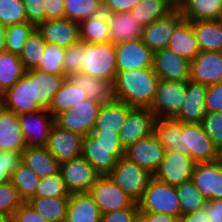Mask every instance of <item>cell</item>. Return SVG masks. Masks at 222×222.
<instances>
[{
  "label": "cell",
  "instance_id": "6da1fadb",
  "mask_svg": "<svg viewBox=\"0 0 222 222\" xmlns=\"http://www.w3.org/2000/svg\"><path fill=\"white\" fill-rule=\"evenodd\" d=\"M153 133L165 151L188 154L196 163L222 158L219 148L205 133L201 123H182L172 117L155 118Z\"/></svg>",
  "mask_w": 222,
  "mask_h": 222
},
{
  "label": "cell",
  "instance_id": "7a4b0ae2",
  "mask_svg": "<svg viewBox=\"0 0 222 222\" xmlns=\"http://www.w3.org/2000/svg\"><path fill=\"white\" fill-rule=\"evenodd\" d=\"M158 82L153 68L117 71L114 80L116 98L131 107L149 108Z\"/></svg>",
  "mask_w": 222,
  "mask_h": 222
},
{
  "label": "cell",
  "instance_id": "3957f363",
  "mask_svg": "<svg viewBox=\"0 0 222 222\" xmlns=\"http://www.w3.org/2000/svg\"><path fill=\"white\" fill-rule=\"evenodd\" d=\"M119 132L92 130L83 138L81 156L100 174H109L117 160L124 157Z\"/></svg>",
  "mask_w": 222,
  "mask_h": 222
},
{
  "label": "cell",
  "instance_id": "277c9868",
  "mask_svg": "<svg viewBox=\"0 0 222 222\" xmlns=\"http://www.w3.org/2000/svg\"><path fill=\"white\" fill-rule=\"evenodd\" d=\"M115 44L84 43L81 72L104 80H115L117 74Z\"/></svg>",
  "mask_w": 222,
  "mask_h": 222
},
{
  "label": "cell",
  "instance_id": "5b68a950",
  "mask_svg": "<svg viewBox=\"0 0 222 222\" xmlns=\"http://www.w3.org/2000/svg\"><path fill=\"white\" fill-rule=\"evenodd\" d=\"M139 212L168 214L181 218V208L175 186L151 177L141 199L137 202Z\"/></svg>",
  "mask_w": 222,
  "mask_h": 222
},
{
  "label": "cell",
  "instance_id": "8992f818",
  "mask_svg": "<svg viewBox=\"0 0 222 222\" xmlns=\"http://www.w3.org/2000/svg\"><path fill=\"white\" fill-rule=\"evenodd\" d=\"M89 194L102 214L129 207H138V203L126 194L109 174L99 175Z\"/></svg>",
  "mask_w": 222,
  "mask_h": 222
},
{
  "label": "cell",
  "instance_id": "52a82bcc",
  "mask_svg": "<svg viewBox=\"0 0 222 222\" xmlns=\"http://www.w3.org/2000/svg\"><path fill=\"white\" fill-rule=\"evenodd\" d=\"M109 175L136 202L141 199L148 181L152 177L145 169L131 162L126 157L117 160Z\"/></svg>",
  "mask_w": 222,
  "mask_h": 222
},
{
  "label": "cell",
  "instance_id": "ba28073f",
  "mask_svg": "<svg viewBox=\"0 0 222 222\" xmlns=\"http://www.w3.org/2000/svg\"><path fill=\"white\" fill-rule=\"evenodd\" d=\"M186 82L159 80L149 109L155 118H174L185 101Z\"/></svg>",
  "mask_w": 222,
  "mask_h": 222
},
{
  "label": "cell",
  "instance_id": "9c48e42d",
  "mask_svg": "<svg viewBox=\"0 0 222 222\" xmlns=\"http://www.w3.org/2000/svg\"><path fill=\"white\" fill-rule=\"evenodd\" d=\"M101 105V103L91 99H85L79 105L57 115L55 124L62 129L85 137L92 132Z\"/></svg>",
  "mask_w": 222,
  "mask_h": 222
},
{
  "label": "cell",
  "instance_id": "30bf717a",
  "mask_svg": "<svg viewBox=\"0 0 222 222\" xmlns=\"http://www.w3.org/2000/svg\"><path fill=\"white\" fill-rule=\"evenodd\" d=\"M59 172L70 194L88 193L100 175L82 156L61 163Z\"/></svg>",
  "mask_w": 222,
  "mask_h": 222
},
{
  "label": "cell",
  "instance_id": "8fae6325",
  "mask_svg": "<svg viewBox=\"0 0 222 222\" xmlns=\"http://www.w3.org/2000/svg\"><path fill=\"white\" fill-rule=\"evenodd\" d=\"M196 162L178 151H165L164 159L152 177L163 183L177 186L192 178Z\"/></svg>",
  "mask_w": 222,
  "mask_h": 222
},
{
  "label": "cell",
  "instance_id": "7c38bea8",
  "mask_svg": "<svg viewBox=\"0 0 222 222\" xmlns=\"http://www.w3.org/2000/svg\"><path fill=\"white\" fill-rule=\"evenodd\" d=\"M26 147H45L55 118L47 109L18 115Z\"/></svg>",
  "mask_w": 222,
  "mask_h": 222
},
{
  "label": "cell",
  "instance_id": "4fadbf2b",
  "mask_svg": "<svg viewBox=\"0 0 222 222\" xmlns=\"http://www.w3.org/2000/svg\"><path fill=\"white\" fill-rule=\"evenodd\" d=\"M183 20L182 11L175 8L167 16L144 26L140 39L152 52L165 49L175 29Z\"/></svg>",
  "mask_w": 222,
  "mask_h": 222
},
{
  "label": "cell",
  "instance_id": "5bb4252c",
  "mask_svg": "<svg viewBox=\"0 0 222 222\" xmlns=\"http://www.w3.org/2000/svg\"><path fill=\"white\" fill-rule=\"evenodd\" d=\"M164 154V146L151 133L126 148L124 157L153 175L164 159Z\"/></svg>",
  "mask_w": 222,
  "mask_h": 222
},
{
  "label": "cell",
  "instance_id": "9a60e30c",
  "mask_svg": "<svg viewBox=\"0 0 222 222\" xmlns=\"http://www.w3.org/2000/svg\"><path fill=\"white\" fill-rule=\"evenodd\" d=\"M84 136L60 128L54 124L50 129L46 148L54 155L59 164L81 156Z\"/></svg>",
  "mask_w": 222,
  "mask_h": 222
},
{
  "label": "cell",
  "instance_id": "2e32d148",
  "mask_svg": "<svg viewBox=\"0 0 222 222\" xmlns=\"http://www.w3.org/2000/svg\"><path fill=\"white\" fill-rule=\"evenodd\" d=\"M191 179L207 201L222 199V158L196 163Z\"/></svg>",
  "mask_w": 222,
  "mask_h": 222
},
{
  "label": "cell",
  "instance_id": "e0dca14e",
  "mask_svg": "<svg viewBox=\"0 0 222 222\" xmlns=\"http://www.w3.org/2000/svg\"><path fill=\"white\" fill-rule=\"evenodd\" d=\"M117 71L152 68L153 52L138 38L115 44Z\"/></svg>",
  "mask_w": 222,
  "mask_h": 222
},
{
  "label": "cell",
  "instance_id": "ac0fdd59",
  "mask_svg": "<svg viewBox=\"0 0 222 222\" xmlns=\"http://www.w3.org/2000/svg\"><path fill=\"white\" fill-rule=\"evenodd\" d=\"M155 116L149 108L132 107L119 131L124 149L153 133Z\"/></svg>",
  "mask_w": 222,
  "mask_h": 222
},
{
  "label": "cell",
  "instance_id": "d6986e66",
  "mask_svg": "<svg viewBox=\"0 0 222 222\" xmlns=\"http://www.w3.org/2000/svg\"><path fill=\"white\" fill-rule=\"evenodd\" d=\"M152 68L159 80L187 82L190 78V61L168 48L153 52Z\"/></svg>",
  "mask_w": 222,
  "mask_h": 222
},
{
  "label": "cell",
  "instance_id": "ffe728a7",
  "mask_svg": "<svg viewBox=\"0 0 222 222\" xmlns=\"http://www.w3.org/2000/svg\"><path fill=\"white\" fill-rule=\"evenodd\" d=\"M189 79L206 86L222 82V51H199L190 61Z\"/></svg>",
  "mask_w": 222,
  "mask_h": 222
},
{
  "label": "cell",
  "instance_id": "44dd1931",
  "mask_svg": "<svg viewBox=\"0 0 222 222\" xmlns=\"http://www.w3.org/2000/svg\"><path fill=\"white\" fill-rule=\"evenodd\" d=\"M46 43L68 48L80 41L79 23L67 18L45 20L36 26Z\"/></svg>",
  "mask_w": 222,
  "mask_h": 222
},
{
  "label": "cell",
  "instance_id": "7402d4cb",
  "mask_svg": "<svg viewBox=\"0 0 222 222\" xmlns=\"http://www.w3.org/2000/svg\"><path fill=\"white\" fill-rule=\"evenodd\" d=\"M6 109L16 115L33 112L41 109L35 102L34 82L25 73L11 88L2 94Z\"/></svg>",
  "mask_w": 222,
  "mask_h": 222
},
{
  "label": "cell",
  "instance_id": "603a6c76",
  "mask_svg": "<svg viewBox=\"0 0 222 222\" xmlns=\"http://www.w3.org/2000/svg\"><path fill=\"white\" fill-rule=\"evenodd\" d=\"M65 79L86 93L87 98L101 104L111 103L117 100L115 85L112 80H104L92 77L83 72L67 74Z\"/></svg>",
  "mask_w": 222,
  "mask_h": 222
},
{
  "label": "cell",
  "instance_id": "cb8c5ba5",
  "mask_svg": "<svg viewBox=\"0 0 222 222\" xmlns=\"http://www.w3.org/2000/svg\"><path fill=\"white\" fill-rule=\"evenodd\" d=\"M208 86L188 80L186 82L185 101L179 113L174 117L182 123H201L205 112V95Z\"/></svg>",
  "mask_w": 222,
  "mask_h": 222
},
{
  "label": "cell",
  "instance_id": "d4e9b609",
  "mask_svg": "<svg viewBox=\"0 0 222 222\" xmlns=\"http://www.w3.org/2000/svg\"><path fill=\"white\" fill-rule=\"evenodd\" d=\"M102 213L88 193L70 194L65 222H101Z\"/></svg>",
  "mask_w": 222,
  "mask_h": 222
},
{
  "label": "cell",
  "instance_id": "484cf974",
  "mask_svg": "<svg viewBox=\"0 0 222 222\" xmlns=\"http://www.w3.org/2000/svg\"><path fill=\"white\" fill-rule=\"evenodd\" d=\"M25 73L34 82L35 102L41 109H48L65 76L46 73L38 69L27 70Z\"/></svg>",
  "mask_w": 222,
  "mask_h": 222
},
{
  "label": "cell",
  "instance_id": "4316f807",
  "mask_svg": "<svg viewBox=\"0 0 222 222\" xmlns=\"http://www.w3.org/2000/svg\"><path fill=\"white\" fill-rule=\"evenodd\" d=\"M110 28V42L118 44L141 38L143 26L137 23L131 12L107 13Z\"/></svg>",
  "mask_w": 222,
  "mask_h": 222
},
{
  "label": "cell",
  "instance_id": "83f0119b",
  "mask_svg": "<svg viewBox=\"0 0 222 222\" xmlns=\"http://www.w3.org/2000/svg\"><path fill=\"white\" fill-rule=\"evenodd\" d=\"M25 148L18 115L5 109L0 116V151L22 152Z\"/></svg>",
  "mask_w": 222,
  "mask_h": 222
},
{
  "label": "cell",
  "instance_id": "f1b7e54d",
  "mask_svg": "<svg viewBox=\"0 0 222 222\" xmlns=\"http://www.w3.org/2000/svg\"><path fill=\"white\" fill-rule=\"evenodd\" d=\"M167 48L189 61L195 59L200 50L191 21L184 19L178 25Z\"/></svg>",
  "mask_w": 222,
  "mask_h": 222
},
{
  "label": "cell",
  "instance_id": "f546056e",
  "mask_svg": "<svg viewBox=\"0 0 222 222\" xmlns=\"http://www.w3.org/2000/svg\"><path fill=\"white\" fill-rule=\"evenodd\" d=\"M22 163L30 167L39 178L59 172V163L46 147H26L22 151Z\"/></svg>",
  "mask_w": 222,
  "mask_h": 222
},
{
  "label": "cell",
  "instance_id": "4dcf8cb0",
  "mask_svg": "<svg viewBox=\"0 0 222 222\" xmlns=\"http://www.w3.org/2000/svg\"><path fill=\"white\" fill-rule=\"evenodd\" d=\"M131 108V106L119 100L102 104L95 120L93 130L103 129V131L108 132H119Z\"/></svg>",
  "mask_w": 222,
  "mask_h": 222
},
{
  "label": "cell",
  "instance_id": "1f68e13d",
  "mask_svg": "<svg viewBox=\"0 0 222 222\" xmlns=\"http://www.w3.org/2000/svg\"><path fill=\"white\" fill-rule=\"evenodd\" d=\"M191 23L200 51H222V19Z\"/></svg>",
  "mask_w": 222,
  "mask_h": 222
},
{
  "label": "cell",
  "instance_id": "d6a6232c",
  "mask_svg": "<svg viewBox=\"0 0 222 222\" xmlns=\"http://www.w3.org/2000/svg\"><path fill=\"white\" fill-rule=\"evenodd\" d=\"M179 9L188 21L222 19V0H183Z\"/></svg>",
  "mask_w": 222,
  "mask_h": 222
},
{
  "label": "cell",
  "instance_id": "836d02e7",
  "mask_svg": "<svg viewBox=\"0 0 222 222\" xmlns=\"http://www.w3.org/2000/svg\"><path fill=\"white\" fill-rule=\"evenodd\" d=\"M80 41L83 43H108L110 42V28L107 13L91 16L79 23Z\"/></svg>",
  "mask_w": 222,
  "mask_h": 222
},
{
  "label": "cell",
  "instance_id": "e575fe53",
  "mask_svg": "<svg viewBox=\"0 0 222 222\" xmlns=\"http://www.w3.org/2000/svg\"><path fill=\"white\" fill-rule=\"evenodd\" d=\"M88 99L86 93L77 87L70 84L66 79L62 82L59 90L53 96L51 104L48 107V111L55 118L60 113L77 106L83 100Z\"/></svg>",
  "mask_w": 222,
  "mask_h": 222
},
{
  "label": "cell",
  "instance_id": "d590c367",
  "mask_svg": "<svg viewBox=\"0 0 222 222\" xmlns=\"http://www.w3.org/2000/svg\"><path fill=\"white\" fill-rule=\"evenodd\" d=\"M25 74L19 55L0 52V95L11 89Z\"/></svg>",
  "mask_w": 222,
  "mask_h": 222
},
{
  "label": "cell",
  "instance_id": "8d00e7d4",
  "mask_svg": "<svg viewBox=\"0 0 222 222\" xmlns=\"http://www.w3.org/2000/svg\"><path fill=\"white\" fill-rule=\"evenodd\" d=\"M174 9L167 0H141L131 10V14L144 27L167 16Z\"/></svg>",
  "mask_w": 222,
  "mask_h": 222
},
{
  "label": "cell",
  "instance_id": "74e56055",
  "mask_svg": "<svg viewBox=\"0 0 222 222\" xmlns=\"http://www.w3.org/2000/svg\"><path fill=\"white\" fill-rule=\"evenodd\" d=\"M28 202L50 222H65L69 197H31Z\"/></svg>",
  "mask_w": 222,
  "mask_h": 222
},
{
  "label": "cell",
  "instance_id": "f35d334b",
  "mask_svg": "<svg viewBox=\"0 0 222 222\" xmlns=\"http://www.w3.org/2000/svg\"><path fill=\"white\" fill-rule=\"evenodd\" d=\"M40 179L30 167L21 162L12 173L10 182L19 197L23 201H28L35 194Z\"/></svg>",
  "mask_w": 222,
  "mask_h": 222
},
{
  "label": "cell",
  "instance_id": "ab89813d",
  "mask_svg": "<svg viewBox=\"0 0 222 222\" xmlns=\"http://www.w3.org/2000/svg\"><path fill=\"white\" fill-rule=\"evenodd\" d=\"M175 188L181 208V216L203 209L207 205V199L196 188L192 179L184 181Z\"/></svg>",
  "mask_w": 222,
  "mask_h": 222
},
{
  "label": "cell",
  "instance_id": "60d3db41",
  "mask_svg": "<svg viewBox=\"0 0 222 222\" xmlns=\"http://www.w3.org/2000/svg\"><path fill=\"white\" fill-rule=\"evenodd\" d=\"M45 45L46 42L42 38V35L37 31V29H35L27 38L22 52L19 55L25 71L36 69L39 66L45 55Z\"/></svg>",
  "mask_w": 222,
  "mask_h": 222
},
{
  "label": "cell",
  "instance_id": "b9f144b4",
  "mask_svg": "<svg viewBox=\"0 0 222 222\" xmlns=\"http://www.w3.org/2000/svg\"><path fill=\"white\" fill-rule=\"evenodd\" d=\"M102 11V0H65V18L77 23Z\"/></svg>",
  "mask_w": 222,
  "mask_h": 222
},
{
  "label": "cell",
  "instance_id": "7bdbcfd3",
  "mask_svg": "<svg viewBox=\"0 0 222 222\" xmlns=\"http://www.w3.org/2000/svg\"><path fill=\"white\" fill-rule=\"evenodd\" d=\"M35 29L36 26L29 21L7 26L5 50L20 55L27 38Z\"/></svg>",
  "mask_w": 222,
  "mask_h": 222
},
{
  "label": "cell",
  "instance_id": "ee69618b",
  "mask_svg": "<svg viewBox=\"0 0 222 222\" xmlns=\"http://www.w3.org/2000/svg\"><path fill=\"white\" fill-rule=\"evenodd\" d=\"M66 49L58 44L46 43L44 57L36 68L40 71L66 76L64 74V59Z\"/></svg>",
  "mask_w": 222,
  "mask_h": 222
},
{
  "label": "cell",
  "instance_id": "f6af8a7d",
  "mask_svg": "<svg viewBox=\"0 0 222 222\" xmlns=\"http://www.w3.org/2000/svg\"><path fill=\"white\" fill-rule=\"evenodd\" d=\"M27 21L23 0H0V23L4 26Z\"/></svg>",
  "mask_w": 222,
  "mask_h": 222
},
{
  "label": "cell",
  "instance_id": "bcb514c9",
  "mask_svg": "<svg viewBox=\"0 0 222 222\" xmlns=\"http://www.w3.org/2000/svg\"><path fill=\"white\" fill-rule=\"evenodd\" d=\"M32 197H70L60 172L41 178L35 194Z\"/></svg>",
  "mask_w": 222,
  "mask_h": 222
},
{
  "label": "cell",
  "instance_id": "7dc6e473",
  "mask_svg": "<svg viewBox=\"0 0 222 222\" xmlns=\"http://www.w3.org/2000/svg\"><path fill=\"white\" fill-rule=\"evenodd\" d=\"M23 200L11 182L0 184V213L13 216Z\"/></svg>",
  "mask_w": 222,
  "mask_h": 222
},
{
  "label": "cell",
  "instance_id": "c3c4849f",
  "mask_svg": "<svg viewBox=\"0 0 222 222\" xmlns=\"http://www.w3.org/2000/svg\"><path fill=\"white\" fill-rule=\"evenodd\" d=\"M201 125L214 144L222 149V112L206 113Z\"/></svg>",
  "mask_w": 222,
  "mask_h": 222
},
{
  "label": "cell",
  "instance_id": "681fc988",
  "mask_svg": "<svg viewBox=\"0 0 222 222\" xmlns=\"http://www.w3.org/2000/svg\"><path fill=\"white\" fill-rule=\"evenodd\" d=\"M22 160V152L0 151V184L10 181L14 170L19 166Z\"/></svg>",
  "mask_w": 222,
  "mask_h": 222
},
{
  "label": "cell",
  "instance_id": "f907efd6",
  "mask_svg": "<svg viewBox=\"0 0 222 222\" xmlns=\"http://www.w3.org/2000/svg\"><path fill=\"white\" fill-rule=\"evenodd\" d=\"M84 43L79 41L76 44L66 48L64 59V74L81 72L82 70V51Z\"/></svg>",
  "mask_w": 222,
  "mask_h": 222
},
{
  "label": "cell",
  "instance_id": "816d5d0a",
  "mask_svg": "<svg viewBox=\"0 0 222 222\" xmlns=\"http://www.w3.org/2000/svg\"><path fill=\"white\" fill-rule=\"evenodd\" d=\"M12 222H50L40 215L28 201H23L12 216Z\"/></svg>",
  "mask_w": 222,
  "mask_h": 222
},
{
  "label": "cell",
  "instance_id": "f5cc1de1",
  "mask_svg": "<svg viewBox=\"0 0 222 222\" xmlns=\"http://www.w3.org/2000/svg\"><path fill=\"white\" fill-rule=\"evenodd\" d=\"M205 112H222V82L210 85L205 95Z\"/></svg>",
  "mask_w": 222,
  "mask_h": 222
},
{
  "label": "cell",
  "instance_id": "db71d44e",
  "mask_svg": "<svg viewBox=\"0 0 222 222\" xmlns=\"http://www.w3.org/2000/svg\"><path fill=\"white\" fill-rule=\"evenodd\" d=\"M139 207H129L102 214L101 222H138Z\"/></svg>",
  "mask_w": 222,
  "mask_h": 222
},
{
  "label": "cell",
  "instance_id": "11a10c76",
  "mask_svg": "<svg viewBox=\"0 0 222 222\" xmlns=\"http://www.w3.org/2000/svg\"><path fill=\"white\" fill-rule=\"evenodd\" d=\"M27 21L37 26L45 21V0H23Z\"/></svg>",
  "mask_w": 222,
  "mask_h": 222
},
{
  "label": "cell",
  "instance_id": "9f6ffc18",
  "mask_svg": "<svg viewBox=\"0 0 222 222\" xmlns=\"http://www.w3.org/2000/svg\"><path fill=\"white\" fill-rule=\"evenodd\" d=\"M103 11L106 13L131 12L141 0H102Z\"/></svg>",
  "mask_w": 222,
  "mask_h": 222
},
{
  "label": "cell",
  "instance_id": "6f0895ef",
  "mask_svg": "<svg viewBox=\"0 0 222 222\" xmlns=\"http://www.w3.org/2000/svg\"><path fill=\"white\" fill-rule=\"evenodd\" d=\"M65 18V0H45V20Z\"/></svg>",
  "mask_w": 222,
  "mask_h": 222
},
{
  "label": "cell",
  "instance_id": "680465c9",
  "mask_svg": "<svg viewBox=\"0 0 222 222\" xmlns=\"http://www.w3.org/2000/svg\"><path fill=\"white\" fill-rule=\"evenodd\" d=\"M138 222H179V219L168 214L138 212Z\"/></svg>",
  "mask_w": 222,
  "mask_h": 222
},
{
  "label": "cell",
  "instance_id": "91938a15",
  "mask_svg": "<svg viewBox=\"0 0 222 222\" xmlns=\"http://www.w3.org/2000/svg\"><path fill=\"white\" fill-rule=\"evenodd\" d=\"M205 207L210 222H222V199L209 200Z\"/></svg>",
  "mask_w": 222,
  "mask_h": 222
},
{
  "label": "cell",
  "instance_id": "94428289",
  "mask_svg": "<svg viewBox=\"0 0 222 222\" xmlns=\"http://www.w3.org/2000/svg\"><path fill=\"white\" fill-rule=\"evenodd\" d=\"M208 215H206V207L194 212L182 215L179 222H210Z\"/></svg>",
  "mask_w": 222,
  "mask_h": 222
},
{
  "label": "cell",
  "instance_id": "6125c7cd",
  "mask_svg": "<svg viewBox=\"0 0 222 222\" xmlns=\"http://www.w3.org/2000/svg\"><path fill=\"white\" fill-rule=\"evenodd\" d=\"M6 44V26L0 23V52L5 51Z\"/></svg>",
  "mask_w": 222,
  "mask_h": 222
},
{
  "label": "cell",
  "instance_id": "be15d7a7",
  "mask_svg": "<svg viewBox=\"0 0 222 222\" xmlns=\"http://www.w3.org/2000/svg\"><path fill=\"white\" fill-rule=\"evenodd\" d=\"M0 222H12V217L3 213H0Z\"/></svg>",
  "mask_w": 222,
  "mask_h": 222
},
{
  "label": "cell",
  "instance_id": "e7e4bbea",
  "mask_svg": "<svg viewBox=\"0 0 222 222\" xmlns=\"http://www.w3.org/2000/svg\"><path fill=\"white\" fill-rule=\"evenodd\" d=\"M5 109H6L5 101L3 99V96L0 95V116L4 112Z\"/></svg>",
  "mask_w": 222,
  "mask_h": 222
},
{
  "label": "cell",
  "instance_id": "03108f58",
  "mask_svg": "<svg viewBox=\"0 0 222 222\" xmlns=\"http://www.w3.org/2000/svg\"><path fill=\"white\" fill-rule=\"evenodd\" d=\"M170 2L175 8H179L183 2V0H167Z\"/></svg>",
  "mask_w": 222,
  "mask_h": 222
}]
</instances>
